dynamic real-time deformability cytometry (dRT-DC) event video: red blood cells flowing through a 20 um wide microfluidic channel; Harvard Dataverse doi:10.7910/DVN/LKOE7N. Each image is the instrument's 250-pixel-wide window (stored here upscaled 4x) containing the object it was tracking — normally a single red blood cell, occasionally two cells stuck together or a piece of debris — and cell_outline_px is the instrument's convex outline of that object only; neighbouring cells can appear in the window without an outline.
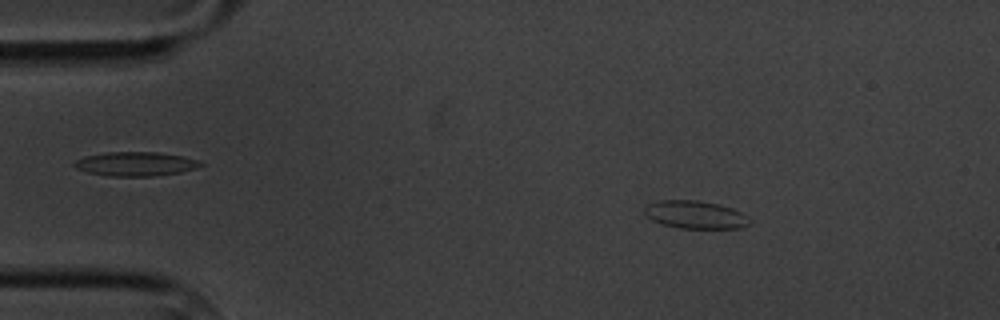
{"species": "common noctule bat (a hibernating species)", "species_latin": "Nyctalus noctula", "temperature_condition": "cold", "stored_images_in_passage": 55, "camera_frame_rate_fps": 3000, "um_per_image_px": 0.085, "animal": {"sex": "male", "body_mass_g": 20.1, "forearm_length_mm": 53.5}, "frame": {"image": 1, "passage_image": 5, "time_ms": 1.333, "image_size_px": [1000, 320], "cell_outline_px": [[752, 224], [740, 228], [680, 228], [660, 224], [652, 220], [644, 212], [644, 208], [648, 204], [660, 200], [696, 200], [720, 204], [732, 208], [748, 216], [752, 220]], "centroid_in_image_um": [59.14, 18.25], "position_along_channel_um": 25.9, "area_um2": 17.22}}
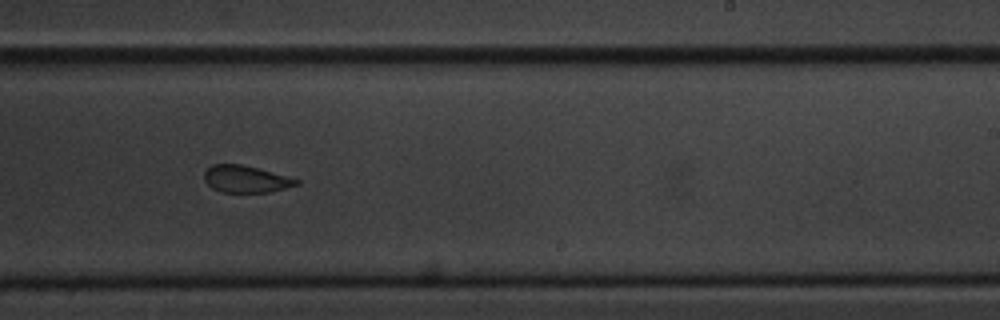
{"frame": {"image": 2, "passage_image": 32, "time_ms": 10.333, "image_size_px": [1000, 320], "cell_outline_px": [[300, 184], [268, 192], [220, 192], [212, 188], [204, 180], [204, 172], [212, 164], [240, 164], [256, 168], [300, 180]], "centroid_in_image_um": [20.85, 15.22], "position_along_channel_um": 268.1, "area_um2": 14.28}}
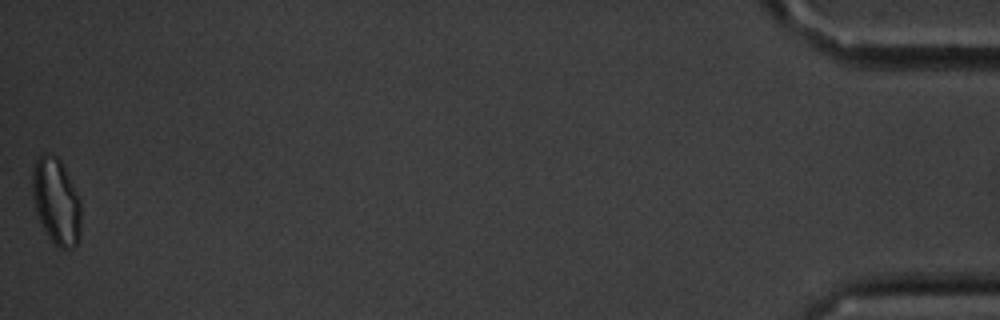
{"frame": {"image": 3, "passage_image": 55, "time_ms": 18.0, "image_size_px": [1000, 320], "cell_outline_px": [[80, 236], [76, 244], [72, 248], [60, 248], [52, 244], [36, 212], [32, 196], [32, 168], [36, 160], [44, 152], [52, 152], [60, 160], [80, 200]], "centroid_in_image_um": [4.76, 17.1], "position_along_channel_um": 430.4, "area_um2": 24.45}, "authors_computed_cell_mechanics": {"area_um2": 16.473, "velocity_mm_per_s": 3.366, "shape_relaxation_time_tau1_ms": 6.553, "shape_relaxation_time_tau2_ms": 2.7752, "deformation_change_tau1": 0.1147, "deformation_change_tau2": 0.0752}}